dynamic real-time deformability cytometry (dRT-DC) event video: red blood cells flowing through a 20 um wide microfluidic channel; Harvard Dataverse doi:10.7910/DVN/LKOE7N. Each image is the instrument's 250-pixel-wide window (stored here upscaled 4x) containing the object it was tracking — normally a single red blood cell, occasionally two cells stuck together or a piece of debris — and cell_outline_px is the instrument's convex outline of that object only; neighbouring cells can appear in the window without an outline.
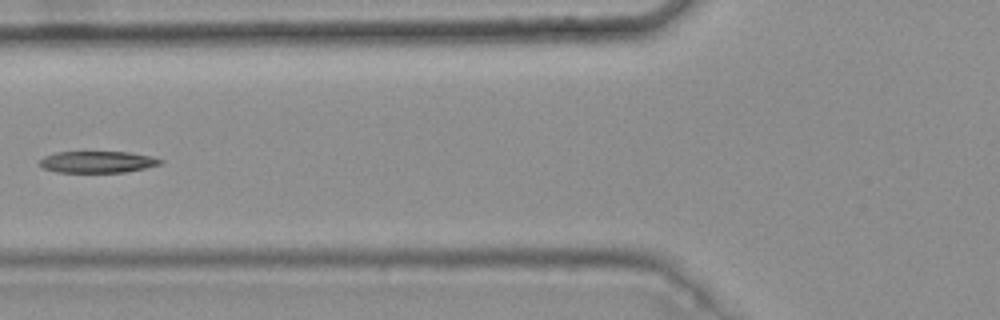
{"species": "common noctule bat (a hibernating species)", "species_latin": "Nyctalus noctula", "temperature_condition": "warm", "stored_images_in_passage": 7, "camera_frame_rate_fps": 3000, "um_per_image_px": 0.085, "animal": {"sex": "female", "body_mass_g": 25.1}, "frame": {"image": 1, "passage_image": 6, "time_ms": 1.667, "image_size_px": [1000, 320], "cell_outline_px": [[164, 160], [160, 164], [144, 168], [124, 172], [56, 172], [44, 168], [36, 164], [44, 156], [56, 152], [128, 152], [152, 156]], "centroid_in_image_um": [8.25, 13.76], "position_along_channel_um": 117.5, "area_um2": 15.2}}
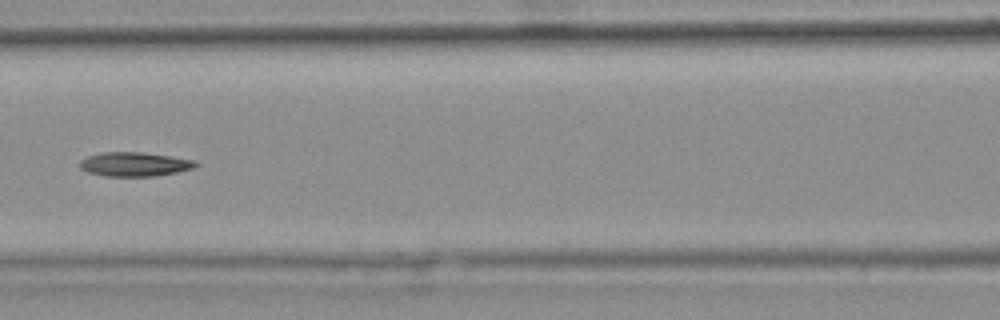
{"frame": {"image": 2, "passage_image": 7, "time_ms": 2.0, "image_size_px": [1000, 320], "cell_outline_px": [[200, 164], [192, 168], [176, 172], [156, 176], [104, 176], [88, 172], [80, 168], [80, 160], [88, 156], [100, 152], [140, 152], [196, 160]], "centroid_in_image_um": [11.42, 13.96], "position_along_channel_um": 155.2, "area_um2": 16.24}}